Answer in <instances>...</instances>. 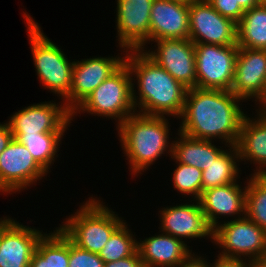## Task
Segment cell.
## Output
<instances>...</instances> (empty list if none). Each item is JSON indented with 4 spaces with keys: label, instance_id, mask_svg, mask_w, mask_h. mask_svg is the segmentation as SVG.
Here are the masks:
<instances>
[{
    "label": "cell",
    "instance_id": "cell-1",
    "mask_svg": "<svg viewBox=\"0 0 266 267\" xmlns=\"http://www.w3.org/2000/svg\"><path fill=\"white\" fill-rule=\"evenodd\" d=\"M243 100L231 91L188 89L178 132L195 139H221L226 147L235 146L245 117Z\"/></svg>",
    "mask_w": 266,
    "mask_h": 267
},
{
    "label": "cell",
    "instance_id": "cell-2",
    "mask_svg": "<svg viewBox=\"0 0 266 267\" xmlns=\"http://www.w3.org/2000/svg\"><path fill=\"white\" fill-rule=\"evenodd\" d=\"M125 54L124 63L129 68L132 81L137 80L138 85L139 96H136L135 85L132 83L136 111L138 107L137 112L140 114L167 117L171 115L180 119L188 88L161 68L144 50H129Z\"/></svg>",
    "mask_w": 266,
    "mask_h": 267
},
{
    "label": "cell",
    "instance_id": "cell-3",
    "mask_svg": "<svg viewBox=\"0 0 266 267\" xmlns=\"http://www.w3.org/2000/svg\"><path fill=\"white\" fill-rule=\"evenodd\" d=\"M168 123L165 116L136 112L116 126L132 174H142V171L148 170L165 151L172 156L173 143L169 142Z\"/></svg>",
    "mask_w": 266,
    "mask_h": 267
},
{
    "label": "cell",
    "instance_id": "cell-4",
    "mask_svg": "<svg viewBox=\"0 0 266 267\" xmlns=\"http://www.w3.org/2000/svg\"><path fill=\"white\" fill-rule=\"evenodd\" d=\"M89 197L59 228L77 247L99 254L113 232L125 221L103 201Z\"/></svg>",
    "mask_w": 266,
    "mask_h": 267
},
{
    "label": "cell",
    "instance_id": "cell-5",
    "mask_svg": "<svg viewBox=\"0 0 266 267\" xmlns=\"http://www.w3.org/2000/svg\"><path fill=\"white\" fill-rule=\"evenodd\" d=\"M37 76L45 89L65 99L71 91L74 61L70 62L56 43L44 35L34 19L23 12Z\"/></svg>",
    "mask_w": 266,
    "mask_h": 267
},
{
    "label": "cell",
    "instance_id": "cell-6",
    "mask_svg": "<svg viewBox=\"0 0 266 267\" xmlns=\"http://www.w3.org/2000/svg\"><path fill=\"white\" fill-rule=\"evenodd\" d=\"M132 76L124 63L115 73L104 80L73 111L115 119L119 126L128 116L136 112L132 97Z\"/></svg>",
    "mask_w": 266,
    "mask_h": 267
},
{
    "label": "cell",
    "instance_id": "cell-7",
    "mask_svg": "<svg viewBox=\"0 0 266 267\" xmlns=\"http://www.w3.org/2000/svg\"><path fill=\"white\" fill-rule=\"evenodd\" d=\"M236 218L220 222L213 231V243L222 249L218 255L239 259L243 256L250 262L266 258V230L246 216Z\"/></svg>",
    "mask_w": 266,
    "mask_h": 267
},
{
    "label": "cell",
    "instance_id": "cell-8",
    "mask_svg": "<svg viewBox=\"0 0 266 267\" xmlns=\"http://www.w3.org/2000/svg\"><path fill=\"white\" fill-rule=\"evenodd\" d=\"M196 87L231 91L239 47L194 44Z\"/></svg>",
    "mask_w": 266,
    "mask_h": 267
},
{
    "label": "cell",
    "instance_id": "cell-9",
    "mask_svg": "<svg viewBox=\"0 0 266 267\" xmlns=\"http://www.w3.org/2000/svg\"><path fill=\"white\" fill-rule=\"evenodd\" d=\"M189 39L194 44H237V23L219 14L207 0L189 3Z\"/></svg>",
    "mask_w": 266,
    "mask_h": 267
},
{
    "label": "cell",
    "instance_id": "cell-10",
    "mask_svg": "<svg viewBox=\"0 0 266 267\" xmlns=\"http://www.w3.org/2000/svg\"><path fill=\"white\" fill-rule=\"evenodd\" d=\"M45 175L47 172L16 139H12L0 154V192L4 194L25 190Z\"/></svg>",
    "mask_w": 266,
    "mask_h": 267
},
{
    "label": "cell",
    "instance_id": "cell-11",
    "mask_svg": "<svg viewBox=\"0 0 266 267\" xmlns=\"http://www.w3.org/2000/svg\"><path fill=\"white\" fill-rule=\"evenodd\" d=\"M52 100L32 104L14 113L8 124L13 134V139L19 135H36L45 132H65L70 126L72 112L61 104Z\"/></svg>",
    "mask_w": 266,
    "mask_h": 267
},
{
    "label": "cell",
    "instance_id": "cell-12",
    "mask_svg": "<svg viewBox=\"0 0 266 267\" xmlns=\"http://www.w3.org/2000/svg\"><path fill=\"white\" fill-rule=\"evenodd\" d=\"M154 0H117L116 28L120 48L144 50L150 43V16Z\"/></svg>",
    "mask_w": 266,
    "mask_h": 267
},
{
    "label": "cell",
    "instance_id": "cell-13",
    "mask_svg": "<svg viewBox=\"0 0 266 267\" xmlns=\"http://www.w3.org/2000/svg\"><path fill=\"white\" fill-rule=\"evenodd\" d=\"M124 56L92 57L74 61L70 94L63 100L72 112L104 80L115 73L125 61Z\"/></svg>",
    "mask_w": 266,
    "mask_h": 267
},
{
    "label": "cell",
    "instance_id": "cell-14",
    "mask_svg": "<svg viewBox=\"0 0 266 267\" xmlns=\"http://www.w3.org/2000/svg\"><path fill=\"white\" fill-rule=\"evenodd\" d=\"M154 51L144 52L186 88L196 87L194 43L190 39H161Z\"/></svg>",
    "mask_w": 266,
    "mask_h": 267
},
{
    "label": "cell",
    "instance_id": "cell-15",
    "mask_svg": "<svg viewBox=\"0 0 266 267\" xmlns=\"http://www.w3.org/2000/svg\"><path fill=\"white\" fill-rule=\"evenodd\" d=\"M231 92L259 105L266 99V50L239 47Z\"/></svg>",
    "mask_w": 266,
    "mask_h": 267
},
{
    "label": "cell",
    "instance_id": "cell-16",
    "mask_svg": "<svg viewBox=\"0 0 266 267\" xmlns=\"http://www.w3.org/2000/svg\"><path fill=\"white\" fill-rule=\"evenodd\" d=\"M43 234L12 218H0V267H29Z\"/></svg>",
    "mask_w": 266,
    "mask_h": 267
},
{
    "label": "cell",
    "instance_id": "cell-17",
    "mask_svg": "<svg viewBox=\"0 0 266 267\" xmlns=\"http://www.w3.org/2000/svg\"><path fill=\"white\" fill-rule=\"evenodd\" d=\"M192 201L194 202L192 203ZM190 202L192 204L183 203L162 208L159 211L161 214L159 229L162 233L172 235L180 240L183 238L201 239L203 237L205 239L207 237L211 238L213 242L214 229L207 222L199 201L193 199Z\"/></svg>",
    "mask_w": 266,
    "mask_h": 267
},
{
    "label": "cell",
    "instance_id": "cell-18",
    "mask_svg": "<svg viewBox=\"0 0 266 267\" xmlns=\"http://www.w3.org/2000/svg\"><path fill=\"white\" fill-rule=\"evenodd\" d=\"M189 39V3L154 0L150 16V41Z\"/></svg>",
    "mask_w": 266,
    "mask_h": 267
},
{
    "label": "cell",
    "instance_id": "cell-19",
    "mask_svg": "<svg viewBox=\"0 0 266 267\" xmlns=\"http://www.w3.org/2000/svg\"><path fill=\"white\" fill-rule=\"evenodd\" d=\"M238 183L237 181L208 189L203 191L198 199L207 222L213 229L218 226V222H220L218 220L221 216L232 217L237 215L238 218L245 216L247 189L246 186L241 189V185Z\"/></svg>",
    "mask_w": 266,
    "mask_h": 267
},
{
    "label": "cell",
    "instance_id": "cell-20",
    "mask_svg": "<svg viewBox=\"0 0 266 267\" xmlns=\"http://www.w3.org/2000/svg\"><path fill=\"white\" fill-rule=\"evenodd\" d=\"M186 242L161 233L137 241V252L144 267H178L193 254Z\"/></svg>",
    "mask_w": 266,
    "mask_h": 267
},
{
    "label": "cell",
    "instance_id": "cell-21",
    "mask_svg": "<svg viewBox=\"0 0 266 267\" xmlns=\"http://www.w3.org/2000/svg\"><path fill=\"white\" fill-rule=\"evenodd\" d=\"M256 112L255 118L248 115L243 118L235 146L240 162L249 160L257 165L253 174L266 175V115L258 109Z\"/></svg>",
    "mask_w": 266,
    "mask_h": 267
},
{
    "label": "cell",
    "instance_id": "cell-22",
    "mask_svg": "<svg viewBox=\"0 0 266 267\" xmlns=\"http://www.w3.org/2000/svg\"><path fill=\"white\" fill-rule=\"evenodd\" d=\"M178 140L172 141V157L182 164L191 165L201 171L207 169V166L217 159L225 150L212 144V140L195 139L178 133Z\"/></svg>",
    "mask_w": 266,
    "mask_h": 267
},
{
    "label": "cell",
    "instance_id": "cell-23",
    "mask_svg": "<svg viewBox=\"0 0 266 267\" xmlns=\"http://www.w3.org/2000/svg\"><path fill=\"white\" fill-rule=\"evenodd\" d=\"M237 45L266 50V5L246 10L237 24Z\"/></svg>",
    "mask_w": 266,
    "mask_h": 267
},
{
    "label": "cell",
    "instance_id": "cell-24",
    "mask_svg": "<svg viewBox=\"0 0 266 267\" xmlns=\"http://www.w3.org/2000/svg\"><path fill=\"white\" fill-rule=\"evenodd\" d=\"M230 148V149H229ZM215 161H212L207 169L202 171V192L211 188L224 186L237 182L240 161L236 146H229Z\"/></svg>",
    "mask_w": 266,
    "mask_h": 267
},
{
    "label": "cell",
    "instance_id": "cell-25",
    "mask_svg": "<svg viewBox=\"0 0 266 267\" xmlns=\"http://www.w3.org/2000/svg\"><path fill=\"white\" fill-rule=\"evenodd\" d=\"M65 132H45L36 135H19L16 140L25 145L34 160L48 173L58 155Z\"/></svg>",
    "mask_w": 266,
    "mask_h": 267
},
{
    "label": "cell",
    "instance_id": "cell-26",
    "mask_svg": "<svg viewBox=\"0 0 266 267\" xmlns=\"http://www.w3.org/2000/svg\"><path fill=\"white\" fill-rule=\"evenodd\" d=\"M246 183L245 216L266 230V175L251 174Z\"/></svg>",
    "mask_w": 266,
    "mask_h": 267
},
{
    "label": "cell",
    "instance_id": "cell-27",
    "mask_svg": "<svg viewBox=\"0 0 266 267\" xmlns=\"http://www.w3.org/2000/svg\"><path fill=\"white\" fill-rule=\"evenodd\" d=\"M126 223V221L123 222L113 232L104 248L99 252L98 255L104 263L124 259L132 256L137 251V239Z\"/></svg>",
    "mask_w": 266,
    "mask_h": 267
},
{
    "label": "cell",
    "instance_id": "cell-28",
    "mask_svg": "<svg viewBox=\"0 0 266 267\" xmlns=\"http://www.w3.org/2000/svg\"><path fill=\"white\" fill-rule=\"evenodd\" d=\"M173 173V186L176 190L184 195H191L198 200L202 194V171L191 165L178 163ZM194 196V197H193Z\"/></svg>",
    "mask_w": 266,
    "mask_h": 267
},
{
    "label": "cell",
    "instance_id": "cell-29",
    "mask_svg": "<svg viewBox=\"0 0 266 267\" xmlns=\"http://www.w3.org/2000/svg\"><path fill=\"white\" fill-rule=\"evenodd\" d=\"M57 228L51 233V266L69 267L70 239Z\"/></svg>",
    "mask_w": 266,
    "mask_h": 267
},
{
    "label": "cell",
    "instance_id": "cell-30",
    "mask_svg": "<svg viewBox=\"0 0 266 267\" xmlns=\"http://www.w3.org/2000/svg\"><path fill=\"white\" fill-rule=\"evenodd\" d=\"M98 254L83 250L70 240L69 267H104Z\"/></svg>",
    "mask_w": 266,
    "mask_h": 267
},
{
    "label": "cell",
    "instance_id": "cell-31",
    "mask_svg": "<svg viewBox=\"0 0 266 267\" xmlns=\"http://www.w3.org/2000/svg\"><path fill=\"white\" fill-rule=\"evenodd\" d=\"M29 267H52L51 232L48 234L44 233L37 242Z\"/></svg>",
    "mask_w": 266,
    "mask_h": 267
},
{
    "label": "cell",
    "instance_id": "cell-32",
    "mask_svg": "<svg viewBox=\"0 0 266 267\" xmlns=\"http://www.w3.org/2000/svg\"><path fill=\"white\" fill-rule=\"evenodd\" d=\"M210 5L223 17L239 23L243 17L244 10L236 4V0H207Z\"/></svg>",
    "mask_w": 266,
    "mask_h": 267
},
{
    "label": "cell",
    "instance_id": "cell-33",
    "mask_svg": "<svg viewBox=\"0 0 266 267\" xmlns=\"http://www.w3.org/2000/svg\"><path fill=\"white\" fill-rule=\"evenodd\" d=\"M245 260L243 257L239 258H230L224 256H217V259L214 263L208 262L209 267H250L251 262Z\"/></svg>",
    "mask_w": 266,
    "mask_h": 267
},
{
    "label": "cell",
    "instance_id": "cell-34",
    "mask_svg": "<svg viewBox=\"0 0 266 267\" xmlns=\"http://www.w3.org/2000/svg\"><path fill=\"white\" fill-rule=\"evenodd\" d=\"M104 267H144V265L138 252L136 251L132 256L115 262H107L104 264Z\"/></svg>",
    "mask_w": 266,
    "mask_h": 267
},
{
    "label": "cell",
    "instance_id": "cell-35",
    "mask_svg": "<svg viewBox=\"0 0 266 267\" xmlns=\"http://www.w3.org/2000/svg\"><path fill=\"white\" fill-rule=\"evenodd\" d=\"M12 139L13 134L8 122L3 124L0 123V154L5 150Z\"/></svg>",
    "mask_w": 266,
    "mask_h": 267
},
{
    "label": "cell",
    "instance_id": "cell-36",
    "mask_svg": "<svg viewBox=\"0 0 266 267\" xmlns=\"http://www.w3.org/2000/svg\"><path fill=\"white\" fill-rule=\"evenodd\" d=\"M178 267H209L208 262L202 256L193 255L183 264H180Z\"/></svg>",
    "mask_w": 266,
    "mask_h": 267
},
{
    "label": "cell",
    "instance_id": "cell-37",
    "mask_svg": "<svg viewBox=\"0 0 266 267\" xmlns=\"http://www.w3.org/2000/svg\"><path fill=\"white\" fill-rule=\"evenodd\" d=\"M236 4L244 10H250L253 7L260 5V0H236Z\"/></svg>",
    "mask_w": 266,
    "mask_h": 267
},
{
    "label": "cell",
    "instance_id": "cell-38",
    "mask_svg": "<svg viewBox=\"0 0 266 267\" xmlns=\"http://www.w3.org/2000/svg\"><path fill=\"white\" fill-rule=\"evenodd\" d=\"M250 267H266V258L251 262Z\"/></svg>",
    "mask_w": 266,
    "mask_h": 267
},
{
    "label": "cell",
    "instance_id": "cell-39",
    "mask_svg": "<svg viewBox=\"0 0 266 267\" xmlns=\"http://www.w3.org/2000/svg\"><path fill=\"white\" fill-rule=\"evenodd\" d=\"M258 108V110H260L263 114L266 115V99L258 106Z\"/></svg>",
    "mask_w": 266,
    "mask_h": 267
},
{
    "label": "cell",
    "instance_id": "cell-40",
    "mask_svg": "<svg viewBox=\"0 0 266 267\" xmlns=\"http://www.w3.org/2000/svg\"><path fill=\"white\" fill-rule=\"evenodd\" d=\"M260 3H261L262 5H266V0H260Z\"/></svg>",
    "mask_w": 266,
    "mask_h": 267
},
{
    "label": "cell",
    "instance_id": "cell-41",
    "mask_svg": "<svg viewBox=\"0 0 266 267\" xmlns=\"http://www.w3.org/2000/svg\"><path fill=\"white\" fill-rule=\"evenodd\" d=\"M179 1H183V2L190 3V2H192L193 0H179Z\"/></svg>",
    "mask_w": 266,
    "mask_h": 267
}]
</instances>
